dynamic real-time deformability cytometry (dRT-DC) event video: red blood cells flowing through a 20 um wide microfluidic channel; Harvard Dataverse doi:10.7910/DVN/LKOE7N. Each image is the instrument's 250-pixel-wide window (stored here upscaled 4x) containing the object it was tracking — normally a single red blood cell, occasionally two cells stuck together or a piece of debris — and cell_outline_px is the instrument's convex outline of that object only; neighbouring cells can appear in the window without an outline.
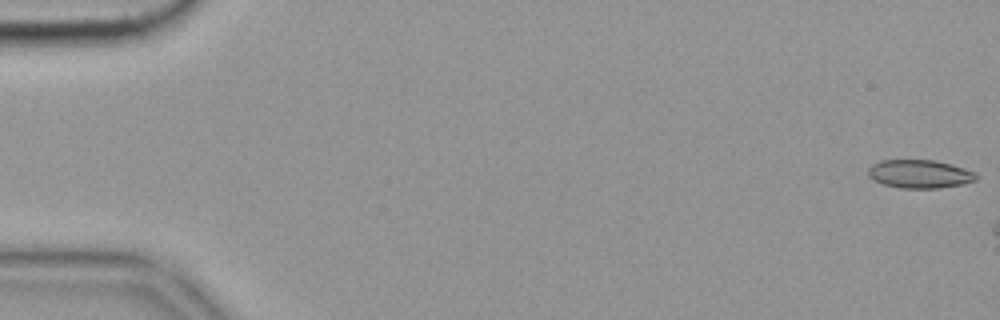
{"species": "common noctule bat (a hibernating species)", "species_latin": "Nyctalus noctula", "temperature_condition": "cold", "stored_images_in_passage": 15, "camera_frame_rate_fps": 3000, "um_per_image_px": 0.085, "animal": {"sex": "female", "body_mass_g": 19.9}, "frame": {"image": 1, "passage_image": 1, "time_ms": 0.0, "image_size_px": [1000, 320], "cell_outline_px": [[976, 180], [964, 184], [940, 188], [900, 188], [884, 184], [872, 180], [868, 176], [868, 168], [872, 164], [880, 160], [932, 160], [952, 164], [976, 172]], "centroid_in_image_um": [78.16, 14.79], "position_along_channel_um": 6.8, "area_um2": 17.98}}